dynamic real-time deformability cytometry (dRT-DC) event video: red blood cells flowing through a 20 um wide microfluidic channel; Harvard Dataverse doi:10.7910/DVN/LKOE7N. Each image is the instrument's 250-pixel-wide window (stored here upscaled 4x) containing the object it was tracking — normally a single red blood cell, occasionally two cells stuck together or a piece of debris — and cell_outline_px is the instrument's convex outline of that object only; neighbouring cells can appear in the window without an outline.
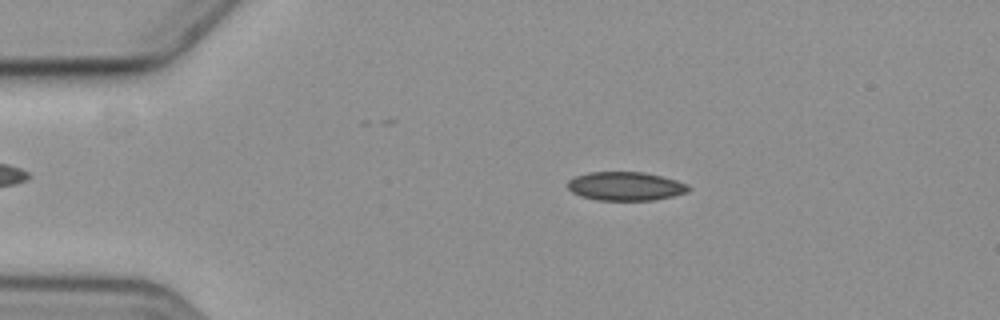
{"species": "common noctule bat (a hibernating species)", "species_latin": "Nyctalus noctula", "temperature_condition": "cold", "stored_images_in_passage": 7, "camera_frame_rate_fps": 3000, "um_per_image_px": 0.085, "animal": {"sex": "female", "body_mass_g": 19.3, "forearm_length_mm": 54.1}, "frame": {"image": 1, "passage_image": 3, "time_ms": 2.333, "image_size_px": [1000, 320], "cell_outline_px": [[692, 188], [688, 192], [672, 196], [652, 200], [596, 200], [580, 196], [572, 192], [568, 188], [568, 180], [576, 176], [588, 172], [644, 172], [676, 180], [688, 184]], "centroid_in_image_um": [53.17, 15.83], "position_along_channel_um": 31.8, "area_um2": 20.23}}
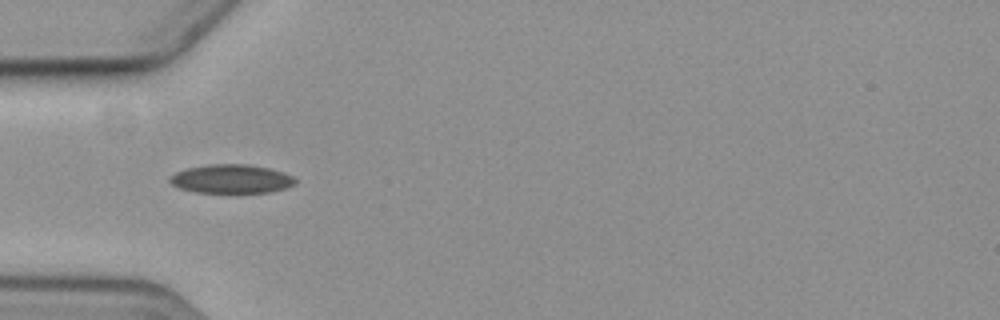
{"frame": {"image": 2, "passage_image": 5, "time_ms": 4.667, "image_size_px": [1000, 320], "cell_outline_px": [[296, 184], [284, 188], [268, 192], [196, 192], [180, 188], [172, 184], [168, 180], [168, 176], [176, 172], [188, 168], [208, 164], [248, 164], [268, 168], [284, 172], [292, 176], [296, 180]], "centroid_in_image_um": [19.65, 15.19], "position_along_channel_um": 65.4, "area_um2": 20.92}}
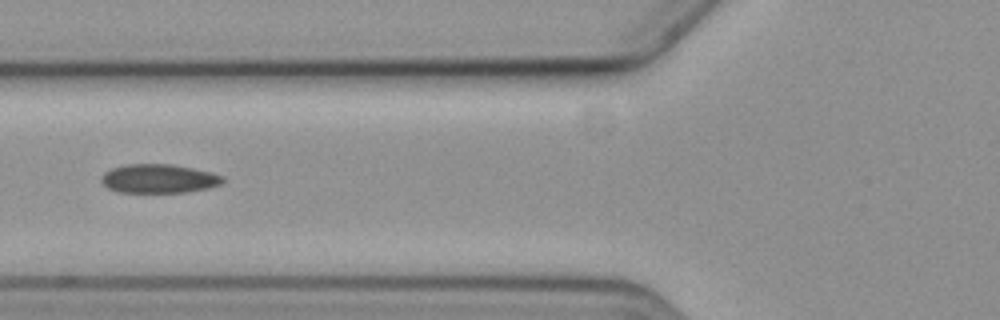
{"frame": {"image": 3, "passage_image": 6, "time_ms": 6.0, "image_size_px": [1000, 320], "cell_outline_px": [[224, 180], [220, 184], [208, 188], [188, 192], [116, 192], [108, 188], [100, 180], [100, 176], [104, 172], [112, 168], [128, 164], [172, 164], [212, 172], [224, 176]], "centroid_in_image_um": [13.49, 15.18], "position_along_channel_um": 112.3, "area_um2": 20.52}}